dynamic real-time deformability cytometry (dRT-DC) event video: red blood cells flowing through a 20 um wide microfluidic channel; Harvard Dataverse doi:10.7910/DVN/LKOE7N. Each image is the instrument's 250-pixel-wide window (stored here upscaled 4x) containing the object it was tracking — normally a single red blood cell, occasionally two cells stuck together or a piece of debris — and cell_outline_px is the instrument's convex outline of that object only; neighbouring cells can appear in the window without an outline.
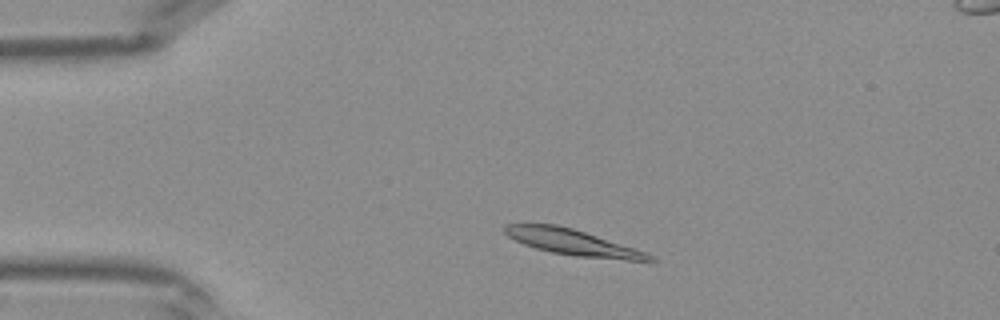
{"species": "Egyptian fruit bat (a non-hibernating species)", "species_latin": "Rousettus aegyptiacus", "temperature_condition": "warm", "stored_images_in_passage": 37, "camera_frame_rate_fps": 3000, "um_per_image_px": 0.085, "frame": {"image": 1, "passage_image": 4, "time_ms": 1.0, "image_size_px": [1000, 320], "cell_outline_px": [[656, 260], [624, 260], [576, 256], [552, 252], [536, 248], [524, 244], [508, 236], [504, 232], [504, 228], [508, 224], [556, 224], [572, 228], [644, 252], [652, 256]], "centroid_in_image_um": [48.6, 20.59], "position_along_channel_um": 36.4, "area_um2": 21.04}}
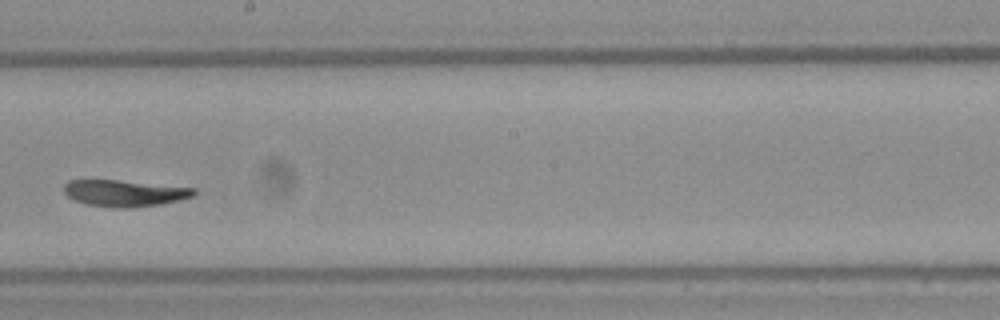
{"frame": {"image": 2, "passage_image": 19, "time_ms": 6.0, "image_size_px": [1000, 320], "cell_outline_px": [[196, 192], [192, 196], [180, 200], [160, 204], [132, 208], [116, 208], [88, 204], [76, 200], [68, 196], [64, 192], [64, 184], [68, 180], [84, 176], [196, 188]], "centroid_in_image_um": [10.5, 16.37], "position_along_channel_um": 237.7, "area_um2": 20.81}}
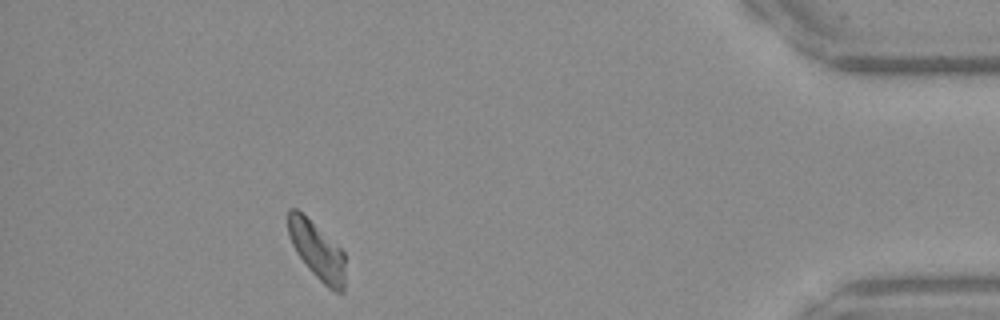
{"frame": {"image": 3, "passage_image": 33, "time_ms": 10.667, "image_size_px": [1000, 320], "cell_outline_px": [[344, 292], [336, 292], [328, 288], [308, 268], [296, 252], [288, 236], [288, 208], [296, 208], [340, 248], [344, 252]], "centroid_in_image_um": [26.93, 21.31], "position_along_channel_um": 408.3, "area_um2": 18.73}}